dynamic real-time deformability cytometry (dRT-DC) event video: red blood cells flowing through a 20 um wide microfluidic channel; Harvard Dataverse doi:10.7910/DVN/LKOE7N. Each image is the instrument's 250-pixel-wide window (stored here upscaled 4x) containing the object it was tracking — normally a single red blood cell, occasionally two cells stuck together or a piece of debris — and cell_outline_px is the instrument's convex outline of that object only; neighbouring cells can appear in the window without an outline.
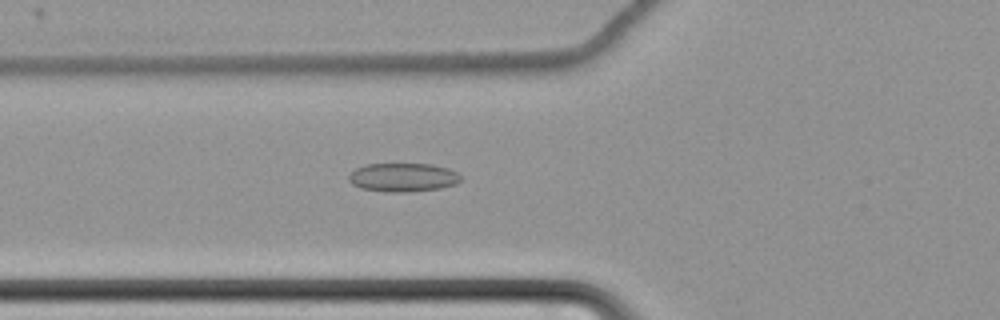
{"species": "common noctule bat (a hibernating species)", "species_latin": "Nyctalus noctula", "temperature_condition": "cold", "stored_images_in_passage": 44, "camera_frame_rate_fps": 3000, "um_per_image_px": 0.085, "animal": {"sex": "female", "body_mass_g": 22.7, "forearm_length_mm": 54.2}, "frame": {"image": 1, "passage_image": 7, "time_ms": 2.0, "image_size_px": [1000, 320], "cell_outline_px": [[460, 180], [456, 184], [440, 188], [404, 192], [388, 192], [360, 188], [352, 184], [348, 180], [348, 176], [356, 168], [364, 164], [432, 164], [448, 168], [456, 172], [460, 176]], "centroid_in_image_um": [34.23, 15.07], "position_along_channel_um": 91.6, "area_um2": 18.67}}
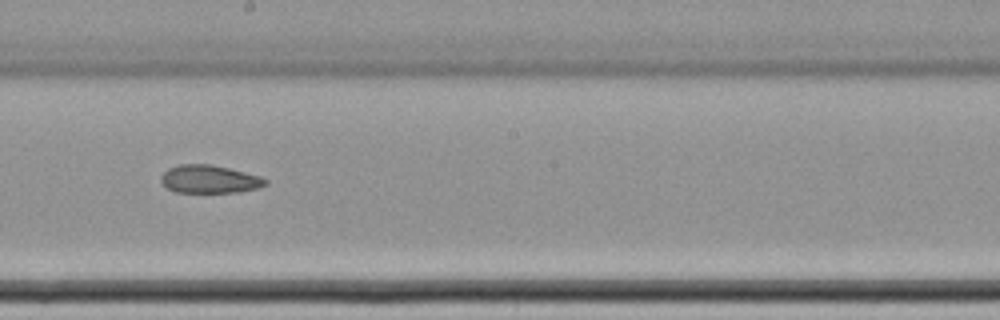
{"frame": {"image": 2, "passage_image": 19, "time_ms": 6.0, "image_size_px": [1000, 320], "cell_outline_px": [[268, 184], [260, 188], [240, 192], [176, 192], [168, 188], [160, 180], [160, 176], [168, 168], [180, 164], [212, 164], [260, 176], [268, 180]], "centroid_in_image_um": [17.83, 15.23], "position_along_channel_um": 230.4, "area_um2": 17.11}}
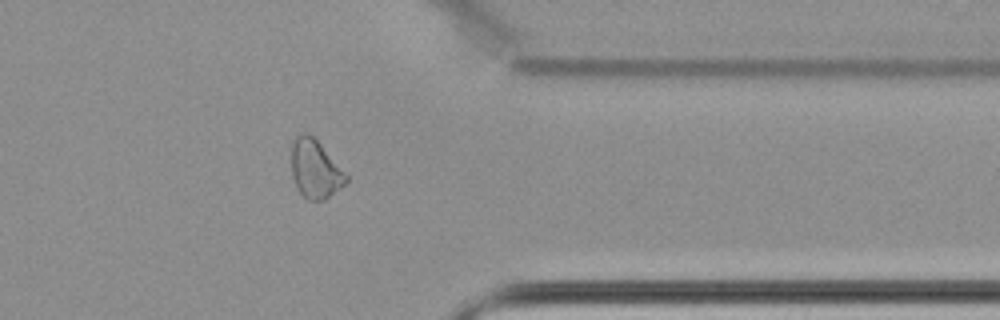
{"frame": {"image": 3, "passage_image": 33, "time_ms": 10.667, "image_size_px": [1000, 320], "cell_outline_px": [[348, 180], [340, 188], [324, 200], [308, 200], [300, 192], [292, 176], [292, 140], [300, 132], [304, 132], [312, 136], [320, 144], [348, 176]], "centroid_in_image_um": [26.77, 14.36], "position_along_channel_um": 384.6, "area_um2": 18.26}, "authors_computed_cell_mechanics": {"area_um2": 18.2937, "velocity_mm_per_s": 3.4671, "shape_relaxation_time_tau1_ms": null, "shape_relaxation_time_tau2_ms": 3.663, "deformation_change_tau1": null, "deformation_change_tau2": 0.1013}}